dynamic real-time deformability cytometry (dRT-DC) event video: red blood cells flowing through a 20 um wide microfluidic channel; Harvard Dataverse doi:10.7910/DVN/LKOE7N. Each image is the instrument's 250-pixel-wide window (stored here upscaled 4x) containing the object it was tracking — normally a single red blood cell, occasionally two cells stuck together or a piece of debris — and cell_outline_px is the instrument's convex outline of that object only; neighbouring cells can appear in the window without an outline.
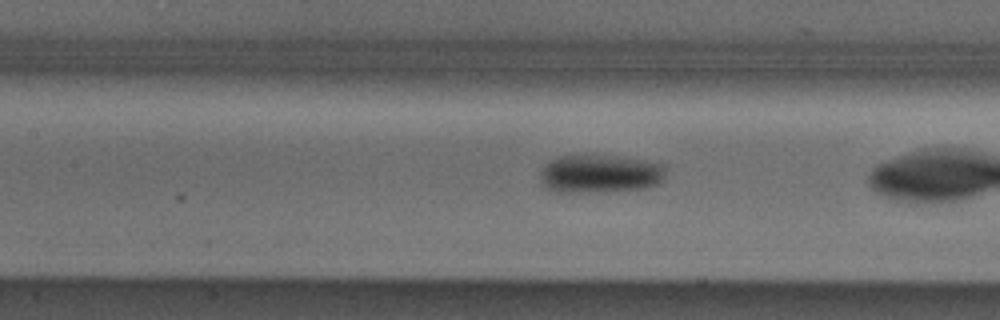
{"species": "Egyptian fruit bat (a non-hibernating species)", "species_latin": "Rousettus aegyptiacus", "temperature_condition": "cold", "stored_images_in_passage": 41, "camera_frame_rate_fps": 3000, "um_per_image_px": 0.085, "animal": {"sex": "male"}, "frame": {"image": 1, "passage_image": 22, "time_ms": 7.0, "image_size_px": [1000, 320], "cell_outline_px": [[664, 176], [660, 184], [644, 188], [612, 192], [556, 192], [544, 188], [540, 184], [540, 172], [544, 164], [548, 160], [560, 156], [584, 152], [592, 152], [648, 160], [664, 164]], "centroid_in_image_um": [50.95, 14.73], "position_along_channel_um": 156.5, "area_um2": 29.59}}
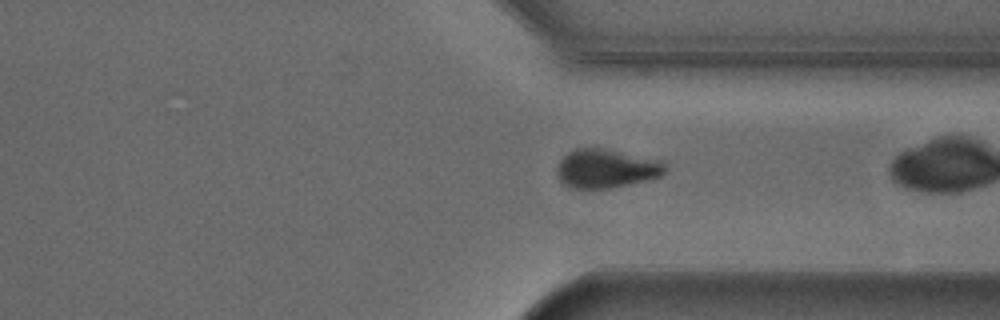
{"frame": {"image": 2, "passage_image": 38, "time_ms": 12.333, "image_size_px": [1000, 320], "cell_outline_px": [[668, 168], [660, 176], [628, 184], [608, 188], [572, 188], [564, 184], [560, 180], [556, 172], [556, 168], [560, 160], [568, 152], [576, 148], [600, 148], [660, 160]], "centroid_in_image_um": [51.49, 14.32], "position_along_channel_um": 359.9, "area_um2": 24.1}, "authors_computed_cell_mechanics": {"area_um2": 28.322, "velocity_mm_per_s": 3.8204, "shape_relaxation_time_tau1_ms": 2.8455, "shape_relaxation_time_tau2_ms": null, "deformation_change_tau1": 0.1136, "deformation_change_tau2": null}}